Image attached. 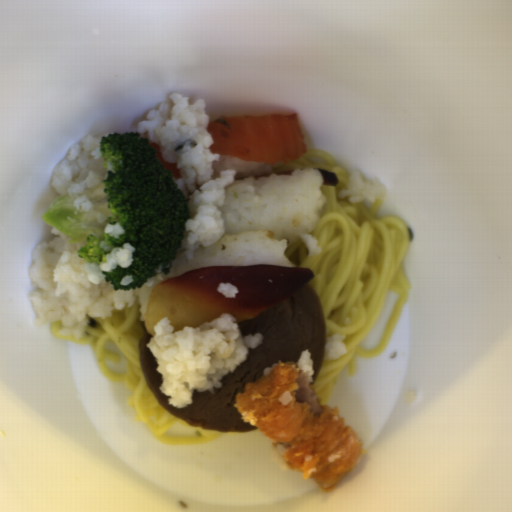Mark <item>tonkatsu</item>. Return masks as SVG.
<instances>
[{
  "mask_svg": "<svg viewBox=\"0 0 512 512\" xmlns=\"http://www.w3.org/2000/svg\"><path fill=\"white\" fill-rule=\"evenodd\" d=\"M291 391V403L279 397ZM243 423L256 426L273 445L286 449L289 470L330 493L364 456L363 440L340 416L339 407L318 401L309 373L279 361L269 374L246 384L233 403Z\"/></svg>",
  "mask_w": 512,
  "mask_h": 512,
  "instance_id": "tonkatsu-1",
  "label": "tonkatsu"
}]
</instances>
